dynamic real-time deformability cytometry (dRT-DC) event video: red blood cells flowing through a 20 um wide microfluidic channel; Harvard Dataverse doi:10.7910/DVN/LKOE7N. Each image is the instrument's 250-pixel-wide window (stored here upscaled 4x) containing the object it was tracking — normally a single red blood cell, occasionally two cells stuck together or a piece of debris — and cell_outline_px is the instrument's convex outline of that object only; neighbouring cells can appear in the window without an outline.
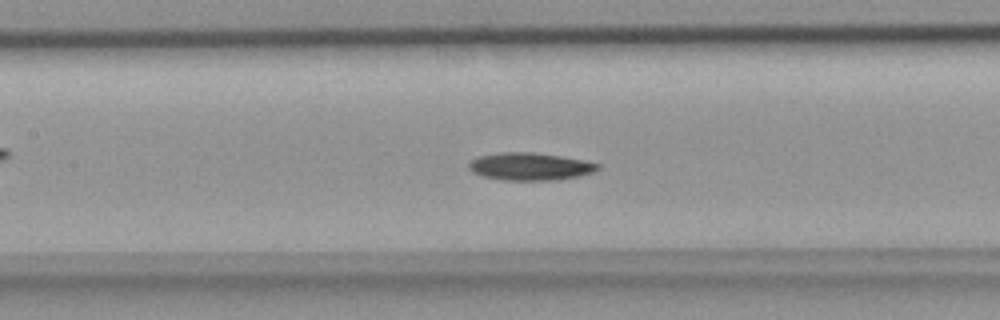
{"species": "common noctule bat (a hibernating species)", "species_latin": "Nyctalus noctula", "temperature_condition": "room temperature", "stored_images_in_passage": 47, "camera_frame_rate_fps": 3000, "um_per_image_px": 0.085, "animal": {"sex": "female", "body_mass_g": 18.4}, "frame": {"image": 1, "passage_image": 21, "time_ms": 6.667, "image_size_px": [1000, 320], "cell_outline_px": [[600, 168], [592, 172], [576, 176], [552, 180], [504, 180], [484, 176], [472, 172], [468, 168], [468, 164], [476, 156], [500, 152], [532, 152], [560, 156], [600, 164]], "centroid_in_image_um": [44.99, 14.14], "position_along_channel_um": 162.4, "area_um2": 20.46}}
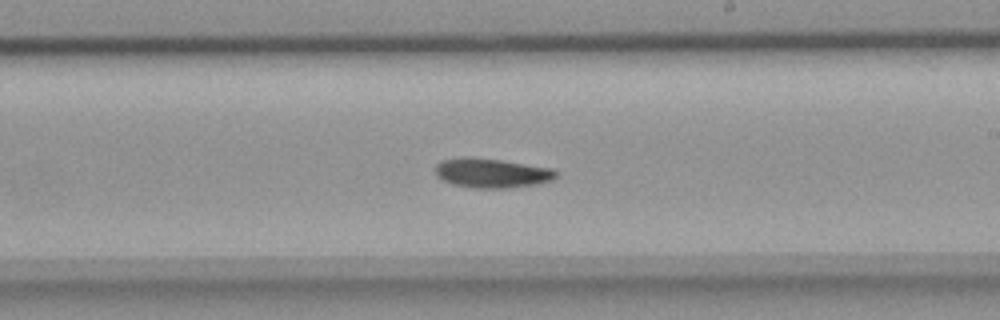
{"frame": {"image": 2, "passage_image": 27, "time_ms": 8.667, "image_size_px": [1000, 320], "cell_outline_px": [[556, 176], [552, 180], [536, 184], [508, 188], [476, 188], [452, 184], [436, 176], [436, 164], [440, 160], [468, 156], [500, 160], [552, 168], [556, 172]], "centroid_in_image_um": [41.76, 14.7], "position_along_channel_um": 247.2, "area_um2": 20.63}}
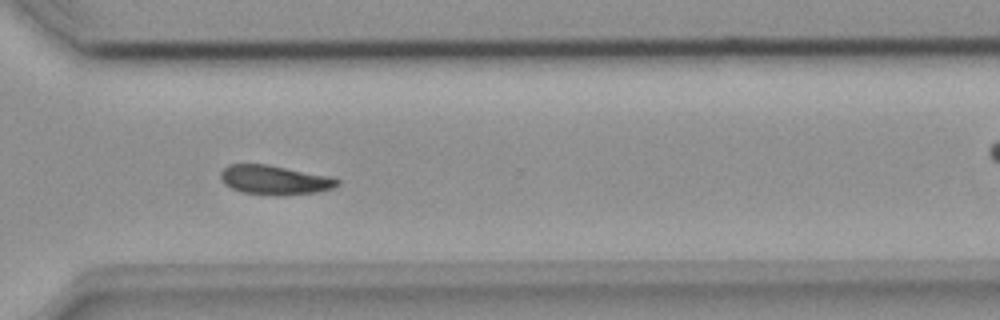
{"frame": {"image": 3, "passage_image": 34, "time_ms": 11.0, "image_size_px": [1000, 320], "cell_outline_px": [[340, 184], [332, 188], [316, 192], [284, 196], [272, 196], [244, 192], [232, 188], [224, 184], [220, 176], [220, 172], [228, 164], [268, 164], [328, 176], [340, 180]], "centroid_in_image_um": [23.33, 15.3], "position_along_channel_um": 347.3, "area_um2": 20.0}}